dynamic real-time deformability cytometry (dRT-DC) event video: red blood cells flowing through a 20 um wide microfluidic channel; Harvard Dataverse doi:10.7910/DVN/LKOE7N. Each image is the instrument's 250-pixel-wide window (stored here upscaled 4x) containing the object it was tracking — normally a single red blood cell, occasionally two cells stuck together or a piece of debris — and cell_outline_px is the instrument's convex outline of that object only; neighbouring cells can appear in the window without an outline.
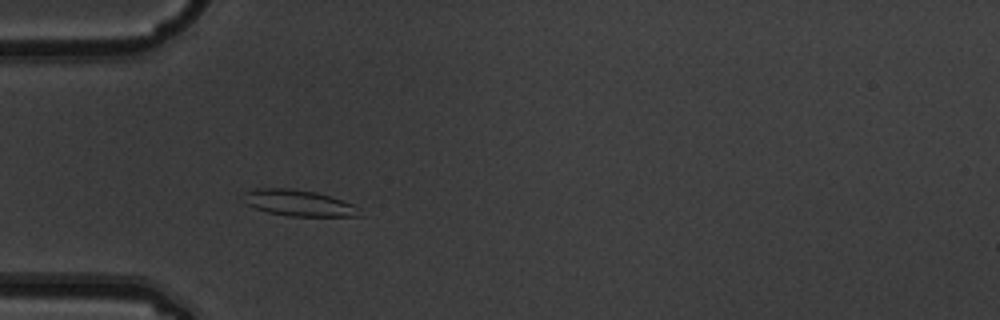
{"species": "common noctule bat (a hibernating species)", "species_latin": "Nyctalus noctula", "temperature_condition": "warm", "stored_images_in_passage": 3, "camera_frame_rate_fps": 3000, "um_per_image_px": 0.085, "animal": {"sex": "male", "body_mass_g": 19.5, "forearm_length_mm": 54.6}, "frame": {"image": 1, "passage_image": 2, "time_ms": 0.333, "image_size_px": [1000, 320], "cell_outline_px": [[364, 216], [288, 216], [268, 212], [256, 208], [248, 204], [244, 192], [256, 188], [288, 188], [316, 192], [332, 196], [352, 204], [360, 208]], "centroid_in_image_um": [25.47, 17.26], "position_along_channel_um": 59.5, "area_um2": 17.63}}